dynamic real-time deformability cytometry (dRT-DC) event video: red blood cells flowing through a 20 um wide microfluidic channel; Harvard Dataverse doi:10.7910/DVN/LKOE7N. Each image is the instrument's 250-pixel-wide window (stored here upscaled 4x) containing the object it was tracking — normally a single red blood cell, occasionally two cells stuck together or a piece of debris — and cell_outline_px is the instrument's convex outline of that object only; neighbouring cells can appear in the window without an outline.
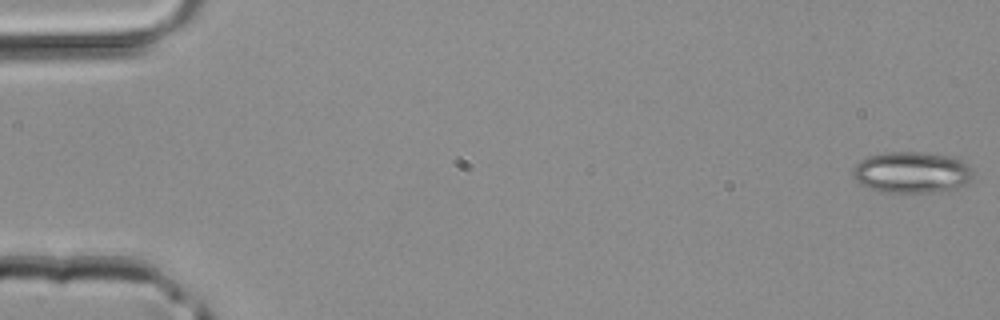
{"species": "common noctule bat (a hibernating species)", "species_latin": "Nyctalus noctula", "temperature_condition": "room temperature", "stored_images_in_passage": 45, "camera_frame_rate_fps": 3000, "um_per_image_px": 0.085, "animal": {"sex": "male", "body_mass_g": 20.4}, "frame": {"image": 1, "passage_image": 1, "time_ms": 0.0, "image_size_px": [1000, 320], "cell_outline_px": [[972, 180], [952, 192], [884, 192], [868, 188], [860, 184], [856, 180], [852, 172], [852, 168], [860, 160], [868, 156], [888, 152], [920, 152], [948, 156], [960, 160], [968, 164], [972, 172]], "centroid_in_image_um": [77.52, 14.67], "position_along_channel_um": 7.5, "area_um2": 29.19}}
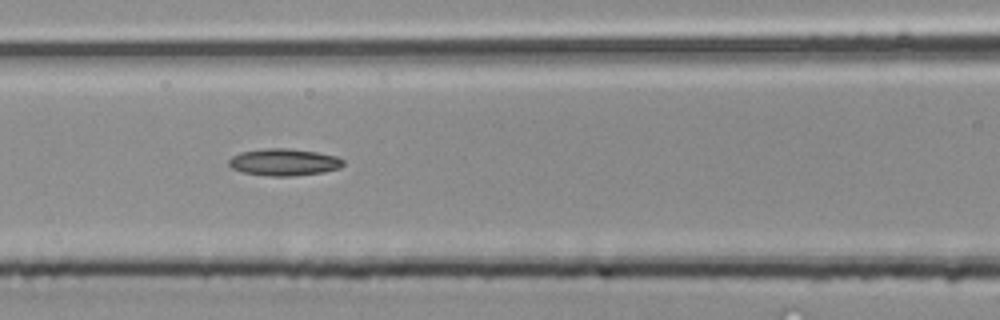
{"frame": {"image": 2, "passage_image": 20, "time_ms": 6.333, "image_size_px": [1000, 320], "cell_outline_px": [[344, 164], [340, 168], [324, 172], [292, 176], [268, 176], [244, 172], [232, 168], [228, 164], [228, 160], [232, 156], [240, 152], [264, 148], [288, 148], [316, 152], [336, 156], [344, 160]], "centroid_in_image_um": [24.14, 13.78], "position_along_channel_um": 142.5, "area_um2": 18.03}}
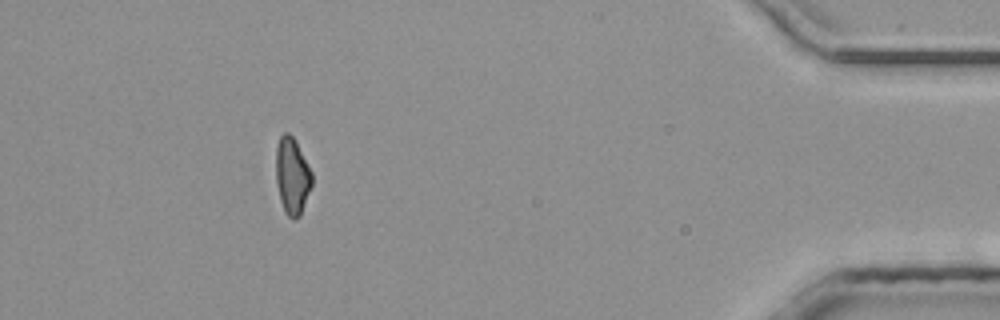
{"frame": {"image": 3, "passage_image": 41, "time_ms": 13.333, "image_size_px": [1000, 320], "cell_outline_px": [[312, 184], [300, 216], [296, 220], [292, 220], [284, 212], [280, 200], [276, 184], [276, 148], [280, 136], [284, 132], [288, 132], [292, 136], [312, 172]], "centroid_in_image_um": [24.82, 15.0], "position_along_channel_um": 410.4, "area_um2": 16.07}}